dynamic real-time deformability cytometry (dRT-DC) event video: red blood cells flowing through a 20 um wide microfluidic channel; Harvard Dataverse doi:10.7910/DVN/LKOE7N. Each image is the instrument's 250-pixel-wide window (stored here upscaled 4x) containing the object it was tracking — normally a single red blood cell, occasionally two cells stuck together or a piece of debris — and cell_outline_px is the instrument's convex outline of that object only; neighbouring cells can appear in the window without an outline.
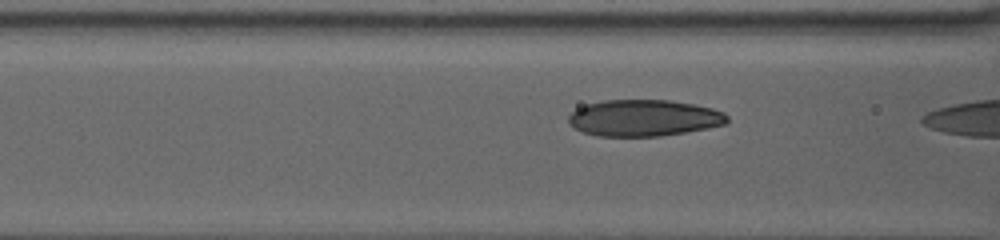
{"species": "human", "species_latin": "Homo sapiens", "temperature_condition": "warm", "stored_images_in_passage": 19, "camera_frame_rate_fps": 3000, "um_per_image_px": 0.085, "donor": {"sex": "female"}, "frame": {"image": 1, "passage_image": 16, "time_ms": 8.667, "image_size_px": [1000, 240], "cell_outline_px": [[728, 120], [724, 124], [684, 132], [660, 136], [596, 136], [584, 132], [568, 124], [568, 116], [576, 108], [588, 104], [604, 100], [668, 100], [692, 104], [712, 108], [724, 112], [728, 116]], "centroid_in_image_um": [54.69, 10.02], "position_along_channel_um": 111.9, "area_um2": 33.52}}